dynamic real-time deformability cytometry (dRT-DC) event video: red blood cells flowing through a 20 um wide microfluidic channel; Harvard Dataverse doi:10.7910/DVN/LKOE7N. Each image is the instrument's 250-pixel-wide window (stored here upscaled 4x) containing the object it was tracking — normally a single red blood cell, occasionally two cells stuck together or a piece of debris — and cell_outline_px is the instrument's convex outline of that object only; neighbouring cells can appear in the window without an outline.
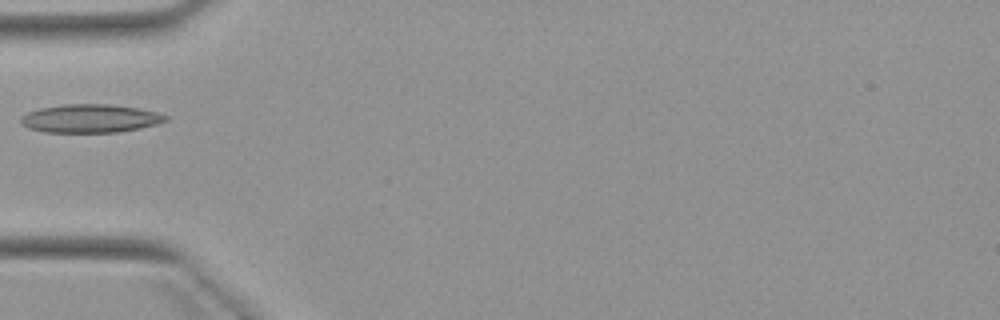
{"species": "Egyptian fruit bat (a non-hibernating species)", "species_latin": "Rousettus aegyptiacus", "temperature_condition": "warm", "stored_images_in_passage": 5, "camera_frame_rate_fps": 3000, "um_per_image_px": 0.085, "animal": {"sex": "female"}, "frame": {"image": 1, "passage_image": 4, "time_ms": 3.667, "image_size_px": [1000, 320], "cell_outline_px": [[168, 120], [156, 124], [140, 128], [116, 132], [44, 132], [28, 128], [20, 124], [20, 116], [28, 112], [40, 108], [64, 104], [108, 104], [140, 108], [156, 112], [168, 116]], "centroid_in_image_um": [7.64, 10.07], "position_along_channel_um": 77.4, "area_um2": 23.99}}
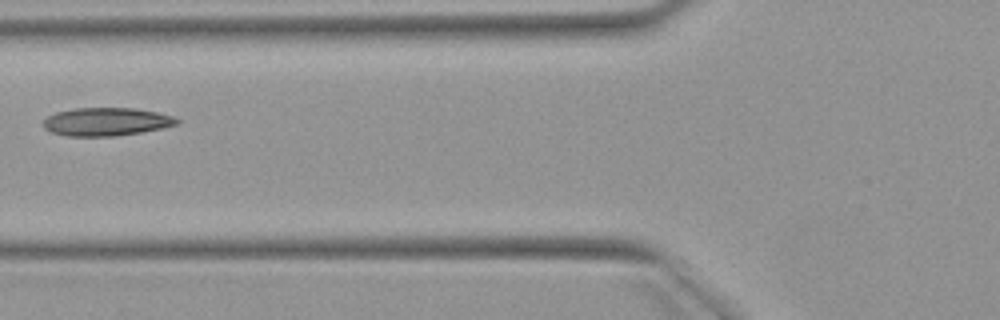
{"frame": {"image": 2, "passage_image": 5, "time_ms": 4.667, "image_size_px": [1000, 320], "cell_outline_px": [[180, 124], [164, 128], [116, 136], [68, 136], [52, 132], [44, 128], [44, 120], [48, 116], [56, 112], [76, 108], [136, 108], [156, 112], [172, 116], [180, 120]], "centroid_in_image_um": [9.07, 10.35], "position_along_channel_um": 116.7, "area_um2": 21.91}}